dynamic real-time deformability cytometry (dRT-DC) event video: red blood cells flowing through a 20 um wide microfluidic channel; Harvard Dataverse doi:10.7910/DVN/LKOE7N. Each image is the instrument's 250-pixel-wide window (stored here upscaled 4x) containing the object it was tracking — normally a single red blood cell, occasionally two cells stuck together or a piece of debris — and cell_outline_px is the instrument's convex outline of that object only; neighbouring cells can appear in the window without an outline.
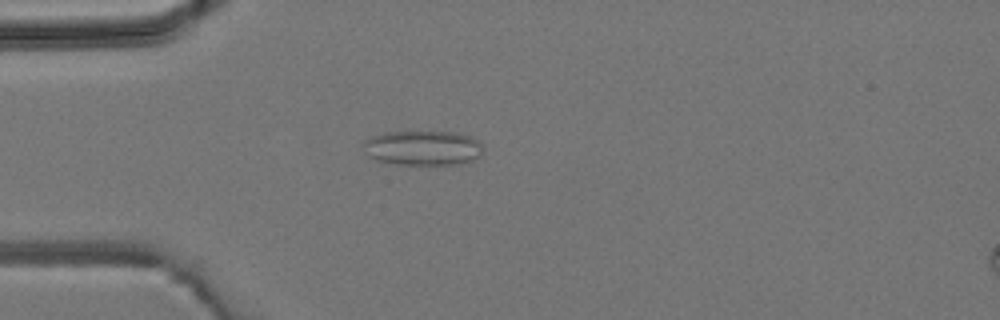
{"species": "common noctule bat (a hibernating species)", "species_latin": "Nyctalus noctula", "temperature_condition": "room temperature", "stored_images_in_passage": 5, "camera_frame_rate_fps": 3000, "um_per_image_px": 0.085, "animal": {"sex": "male", "body_mass_g": 19.2, "forearm_length_mm": 51.8}, "frame": {"image": 1, "passage_image": 4, "time_ms": 3.333, "image_size_px": [1000, 320], "cell_outline_px": [[480, 156], [472, 160], [456, 164], [396, 164], [376, 160], [368, 156], [364, 144], [364, 140], [372, 136], [384, 132], [452, 132], [472, 136], [480, 144]], "centroid_in_image_um": [35.91, 12.57], "position_along_channel_um": 49.1, "area_um2": 23.93}}